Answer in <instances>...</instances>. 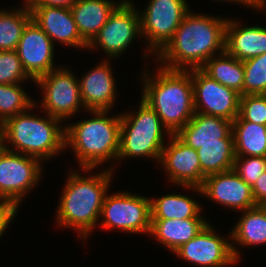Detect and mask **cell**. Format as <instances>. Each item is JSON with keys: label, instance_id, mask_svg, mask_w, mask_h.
<instances>
[{"label": "cell", "instance_id": "34", "mask_svg": "<svg viewBox=\"0 0 266 267\" xmlns=\"http://www.w3.org/2000/svg\"><path fill=\"white\" fill-rule=\"evenodd\" d=\"M17 210L19 209L13 205L0 203V240L8 226L16 218Z\"/></svg>", "mask_w": 266, "mask_h": 267}, {"label": "cell", "instance_id": "27", "mask_svg": "<svg viewBox=\"0 0 266 267\" xmlns=\"http://www.w3.org/2000/svg\"><path fill=\"white\" fill-rule=\"evenodd\" d=\"M0 8V51L16 50L27 24L32 20L30 9L23 3L17 8Z\"/></svg>", "mask_w": 266, "mask_h": 267}, {"label": "cell", "instance_id": "10", "mask_svg": "<svg viewBox=\"0 0 266 267\" xmlns=\"http://www.w3.org/2000/svg\"><path fill=\"white\" fill-rule=\"evenodd\" d=\"M133 0H123L110 14L107 23L88 44V50H99L106 60L119 59L136 38L142 39L139 8Z\"/></svg>", "mask_w": 266, "mask_h": 267}, {"label": "cell", "instance_id": "18", "mask_svg": "<svg viewBox=\"0 0 266 267\" xmlns=\"http://www.w3.org/2000/svg\"><path fill=\"white\" fill-rule=\"evenodd\" d=\"M27 7L31 11L32 20L50 37L54 45L58 43L87 51L88 43L81 37L70 8Z\"/></svg>", "mask_w": 266, "mask_h": 267}, {"label": "cell", "instance_id": "38", "mask_svg": "<svg viewBox=\"0 0 266 267\" xmlns=\"http://www.w3.org/2000/svg\"><path fill=\"white\" fill-rule=\"evenodd\" d=\"M257 7L258 9L256 11H261L263 13L266 12V0H251Z\"/></svg>", "mask_w": 266, "mask_h": 267}, {"label": "cell", "instance_id": "12", "mask_svg": "<svg viewBox=\"0 0 266 267\" xmlns=\"http://www.w3.org/2000/svg\"><path fill=\"white\" fill-rule=\"evenodd\" d=\"M166 142L159 166L165 171L166 179L176 187L187 189L202 196L201 186L205 176L201 173V165L197 150L184 143L176 134H172Z\"/></svg>", "mask_w": 266, "mask_h": 267}, {"label": "cell", "instance_id": "5", "mask_svg": "<svg viewBox=\"0 0 266 267\" xmlns=\"http://www.w3.org/2000/svg\"><path fill=\"white\" fill-rule=\"evenodd\" d=\"M35 108L8 118L0 125V136L4 149L47 163L65 151V123L46 113L36 115Z\"/></svg>", "mask_w": 266, "mask_h": 267}, {"label": "cell", "instance_id": "6", "mask_svg": "<svg viewBox=\"0 0 266 267\" xmlns=\"http://www.w3.org/2000/svg\"><path fill=\"white\" fill-rule=\"evenodd\" d=\"M120 114V148L117 161L137 157L153 159V162L159 163L166 140L172 134L157 113L140 99L137 110H127Z\"/></svg>", "mask_w": 266, "mask_h": 267}, {"label": "cell", "instance_id": "29", "mask_svg": "<svg viewBox=\"0 0 266 267\" xmlns=\"http://www.w3.org/2000/svg\"><path fill=\"white\" fill-rule=\"evenodd\" d=\"M35 104L21 83L0 84V125Z\"/></svg>", "mask_w": 266, "mask_h": 267}, {"label": "cell", "instance_id": "23", "mask_svg": "<svg viewBox=\"0 0 266 267\" xmlns=\"http://www.w3.org/2000/svg\"><path fill=\"white\" fill-rule=\"evenodd\" d=\"M123 0H78L70 9L81 37L89 44Z\"/></svg>", "mask_w": 266, "mask_h": 267}, {"label": "cell", "instance_id": "3", "mask_svg": "<svg viewBox=\"0 0 266 267\" xmlns=\"http://www.w3.org/2000/svg\"><path fill=\"white\" fill-rule=\"evenodd\" d=\"M147 66L139 77L141 99L171 134H177L195 114L191 69L171 70L159 65L153 73Z\"/></svg>", "mask_w": 266, "mask_h": 267}, {"label": "cell", "instance_id": "22", "mask_svg": "<svg viewBox=\"0 0 266 267\" xmlns=\"http://www.w3.org/2000/svg\"><path fill=\"white\" fill-rule=\"evenodd\" d=\"M206 218L151 219L149 236L172 254L194 238L207 224Z\"/></svg>", "mask_w": 266, "mask_h": 267}, {"label": "cell", "instance_id": "11", "mask_svg": "<svg viewBox=\"0 0 266 267\" xmlns=\"http://www.w3.org/2000/svg\"><path fill=\"white\" fill-rule=\"evenodd\" d=\"M43 163L34 157L3 149L0 152V203L20 204L42 180Z\"/></svg>", "mask_w": 266, "mask_h": 267}, {"label": "cell", "instance_id": "37", "mask_svg": "<svg viewBox=\"0 0 266 267\" xmlns=\"http://www.w3.org/2000/svg\"><path fill=\"white\" fill-rule=\"evenodd\" d=\"M214 1V0H213ZM232 2V3H236L237 5H244L246 7V9H253L254 11L258 9V7L251 1V0H215V2Z\"/></svg>", "mask_w": 266, "mask_h": 267}, {"label": "cell", "instance_id": "16", "mask_svg": "<svg viewBox=\"0 0 266 267\" xmlns=\"http://www.w3.org/2000/svg\"><path fill=\"white\" fill-rule=\"evenodd\" d=\"M200 188L203 197L230 211L241 212L257 206L251 187L233 169L206 176Z\"/></svg>", "mask_w": 266, "mask_h": 267}, {"label": "cell", "instance_id": "28", "mask_svg": "<svg viewBox=\"0 0 266 267\" xmlns=\"http://www.w3.org/2000/svg\"><path fill=\"white\" fill-rule=\"evenodd\" d=\"M197 153L201 173L205 177L233 169L235 161L234 143L202 144Z\"/></svg>", "mask_w": 266, "mask_h": 267}, {"label": "cell", "instance_id": "21", "mask_svg": "<svg viewBox=\"0 0 266 267\" xmlns=\"http://www.w3.org/2000/svg\"><path fill=\"white\" fill-rule=\"evenodd\" d=\"M240 216L230 231L231 249L238 263L242 259L240 248L266 245V206L241 211Z\"/></svg>", "mask_w": 266, "mask_h": 267}, {"label": "cell", "instance_id": "8", "mask_svg": "<svg viewBox=\"0 0 266 267\" xmlns=\"http://www.w3.org/2000/svg\"><path fill=\"white\" fill-rule=\"evenodd\" d=\"M144 8L139 14L142 39L148 44L142 56L146 60L166 46L191 9L187 0H149Z\"/></svg>", "mask_w": 266, "mask_h": 267}, {"label": "cell", "instance_id": "14", "mask_svg": "<svg viewBox=\"0 0 266 267\" xmlns=\"http://www.w3.org/2000/svg\"><path fill=\"white\" fill-rule=\"evenodd\" d=\"M195 113L229 121L239 114L240 94L211 79L201 69H191Z\"/></svg>", "mask_w": 266, "mask_h": 267}, {"label": "cell", "instance_id": "4", "mask_svg": "<svg viewBox=\"0 0 266 267\" xmlns=\"http://www.w3.org/2000/svg\"><path fill=\"white\" fill-rule=\"evenodd\" d=\"M86 112L91 116L86 120L65 123V150L73 151L78 168H99L110 162L108 169L116 172L114 163L120 148L121 114L111 116L110 110Z\"/></svg>", "mask_w": 266, "mask_h": 267}, {"label": "cell", "instance_id": "39", "mask_svg": "<svg viewBox=\"0 0 266 267\" xmlns=\"http://www.w3.org/2000/svg\"><path fill=\"white\" fill-rule=\"evenodd\" d=\"M4 149V146H3V141L1 139V136H0V152Z\"/></svg>", "mask_w": 266, "mask_h": 267}, {"label": "cell", "instance_id": "19", "mask_svg": "<svg viewBox=\"0 0 266 267\" xmlns=\"http://www.w3.org/2000/svg\"><path fill=\"white\" fill-rule=\"evenodd\" d=\"M176 135L194 150L202 144L234 143L232 121L202 113H195Z\"/></svg>", "mask_w": 266, "mask_h": 267}, {"label": "cell", "instance_id": "17", "mask_svg": "<svg viewBox=\"0 0 266 267\" xmlns=\"http://www.w3.org/2000/svg\"><path fill=\"white\" fill-rule=\"evenodd\" d=\"M112 62L101 59L97 65L85 72L79 79L80 94L86 111L110 110L118 99L116 79Z\"/></svg>", "mask_w": 266, "mask_h": 267}, {"label": "cell", "instance_id": "25", "mask_svg": "<svg viewBox=\"0 0 266 267\" xmlns=\"http://www.w3.org/2000/svg\"><path fill=\"white\" fill-rule=\"evenodd\" d=\"M200 69L211 79L243 95V61L223 51L211 57Z\"/></svg>", "mask_w": 266, "mask_h": 267}, {"label": "cell", "instance_id": "20", "mask_svg": "<svg viewBox=\"0 0 266 267\" xmlns=\"http://www.w3.org/2000/svg\"><path fill=\"white\" fill-rule=\"evenodd\" d=\"M225 51L240 61L266 53V26H246L237 19L228 18Z\"/></svg>", "mask_w": 266, "mask_h": 267}, {"label": "cell", "instance_id": "15", "mask_svg": "<svg viewBox=\"0 0 266 267\" xmlns=\"http://www.w3.org/2000/svg\"><path fill=\"white\" fill-rule=\"evenodd\" d=\"M16 50L24 70L34 81L60 67L54 63L53 41L33 20L25 27Z\"/></svg>", "mask_w": 266, "mask_h": 267}, {"label": "cell", "instance_id": "2", "mask_svg": "<svg viewBox=\"0 0 266 267\" xmlns=\"http://www.w3.org/2000/svg\"><path fill=\"white\" fill-rule=\"evenodd\" d=\"M108 167L97 173H93L96 168H81L80 171L76 166L75 169L69 168L55 213L59 228L75 229L80 240L87 241L99 221L104 199L115 176Z\"/></svg>", "mask_w": 266, "mask_h": 267}, {"label": "cell", "instance_id": "7", "mask_svg": "<svg viewBox=\"0 0 266 267\" xmlns=\"http://www.w3.org/2000/svg\"><path fill=\"white\" fill-rule=\"evenodd\" d=\"M34 83L43 96L39 103L35 101L42 113L65 122L78 112L80 114V110L86 112L81 100L78 76L66 65L63 67L61 64L59 68L37 78Z\"/></svg>", "mask_w": 266, "mask_h": 267}, {"label": "cell", "instance_id": "24", "mask_svg": "<svg viewBox=\"0 0 266 267\" xmlns=\"http://www.w3.org/2000/svg\"><path fill=\"white\" fill-rule=\"evenodd\" d=\"M192 197L181 192L150 197L151 219L204 218L200 202Z\"/></svg>", "mask_w": 266, "mask_h": 267}, {"label": "cell", "instance_id": "30", "mask_svg": "<svg viewBox=\"0 0 266 267\" xmlns=\"http://www.w3.org/2000/svg\"><path fill=\"white\" fill-rule=\"evenodd\" d=\"M243 95L266 94V53L243 61Z\"/></svg>", "mask_w": 266, "mask_h": 267}, {"label": "cell", "instance_id": "32", "mask_svg": "<svg viewBox=\"0 0 266 267\" xmlns=\"http://www.w3.org/2000/svg\"><path fill=\"white\" fill-rule=\"evenodd\" d=\"M234 120L266 126V94L240 95L239 114Z\"/></svg>", "mask_w": 266, "mask_h": 267}, {"label": "cell", "instance_id": "35", "mask_svg": "<svg viewBox=\"0 0 266 267\" xmlns=\"http://www.w3.org/2000/svg\"><path fill=\"white\" fill-rule=\"evenodd\" d=\"M251 189L256 205L266 206V170L262 173Z\"/></svg>", "mask_w": 266, "mask_h": 267}, {"label": "cell", "instance_id": "9", "mask_svg": "<svg viewBox=\"0 0 266 267\" xmlns=\"http://www.w3.org/2000/svg\"><path fill=\"white\" fill-rule=\"evenodd\" d=\"M100 229L119 230L129 234H146L151 229L150 198L119 191L106 195L101 208Z\"/></svg>", "mask_w": 266, "mask_h": 267}, {"label": "cell", "instance_id": "1", "mask_svg": "<svg viewBox=\"0 0 266 267\" xmlns=\"http://www.w3.org/2000/svg\"><path fill=\"white\" fill-rule=\"evenodd\" d=\"M228 18L189 11L172 39L153 59L171 70L200 69L211 57L225 51Z\"/></svg>", "mask_w": 266, "mask_h": 267}, {"label": "cell", "instance_id": "13", "mask_svg": "<svg viewBox=\"0 0 266 267\" xmlns=\"http://www.w3.org/2000/svg\"><path fill=\"white\" fill-rule=\"evenodd\" d=\"M228 234L223 237L209 222L194 238L181 245L173 254L197 267L237 265L238 262L231 249L230 231Z\"/></svg>", "mask_w": 266, "mask_h": 267}, {"label": "cell", "instance_id": "31", "mask_svg": "<svg viewBox=\"0 0 266 267\" xmlns=\"http://www.w3.org/2000/svg\"><path fill=\"white\" fill-rule=\"evenodd\" d=\"M34 80L24 70L17 50L0 51V84H17Z\"/></svg>", "mask_w": 266, "mask_h": 267}, {"label": "cell", "instance_id": "36", "mask_svg": "<svg viewBox=\"0 0 266 267\" xmlns=\"http://www.w3.org/2000/svg\"><path fill=\"white\" fill-rule=\"evenodd\" d=\"M78 0H28L26 6H50L71 8Z\"/></svg>", "mask_w": 266, "mask_h": 267}, {"label": "cell", "instance_id": "33", "mask_svg": "<svg viewBox=\"0 0 266 267\" xmlns=\"http://www.w3.org/2000/svg\"><path fill=\"white\" fill-rule=\"evenodd\" d=\"M233 170L250 187H252L266 170V157H235Z\"/></svg>", "mask_w": 266, "mask_h": 267}, {"label": "cell", "instance_id": "26", "mask_svg": "<svg viewBox=\"0 0 266 267\" xmlns=\"http://www.w3.org/2000/svg\"><path fill=\"white\" fill-rule=\"evenodd\" d=\"M235 157H266V126L234 120L232 122Z\"/></svg>", "mask_w": 266, "mask_h": 267}]
</instances>
